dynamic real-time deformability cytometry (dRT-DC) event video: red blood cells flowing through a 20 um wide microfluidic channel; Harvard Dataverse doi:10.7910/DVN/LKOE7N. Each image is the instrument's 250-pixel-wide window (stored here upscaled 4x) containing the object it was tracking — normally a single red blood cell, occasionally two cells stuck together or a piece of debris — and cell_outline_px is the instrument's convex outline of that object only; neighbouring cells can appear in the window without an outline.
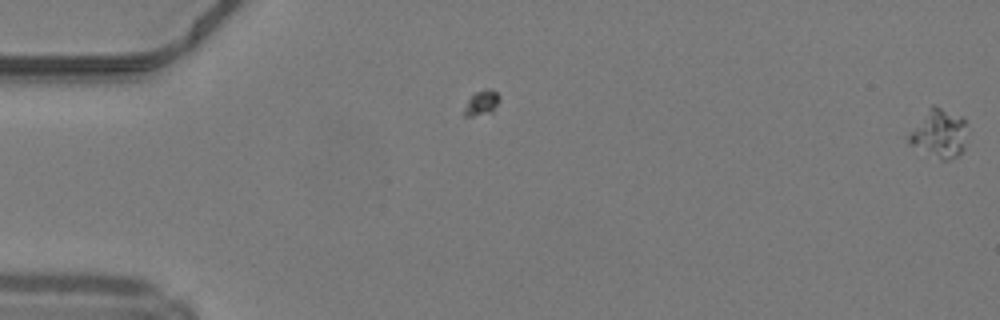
{"species": "common noctule bat (a hibernating species)", "species_latin": "Nyctalus noctula", "temperature_condition": "warm", "stored_images_in_passage": 6, "camera_frame_rate_fps": 3000, "um_per_image_px": 0.085, "animal": {"sex": "male", "body_mass_g": 19.2, "forearm_length_mm": 51.8}, "frame": {"image": 1, "passage_image": 6, "time_ms": 1.667, "image_size_px": [1000, 320], "cell_outline_px": [[964, 148], [956, 156], [948, 160], [940, 160], [912, 144], [908, 140], [908, 136], [928, 108], [932, 104], [964, 116]], "centroid_in_image_um": [79.85, 11.32], "position_along_channel_um": 5.2, "area_um2": 15.9}}